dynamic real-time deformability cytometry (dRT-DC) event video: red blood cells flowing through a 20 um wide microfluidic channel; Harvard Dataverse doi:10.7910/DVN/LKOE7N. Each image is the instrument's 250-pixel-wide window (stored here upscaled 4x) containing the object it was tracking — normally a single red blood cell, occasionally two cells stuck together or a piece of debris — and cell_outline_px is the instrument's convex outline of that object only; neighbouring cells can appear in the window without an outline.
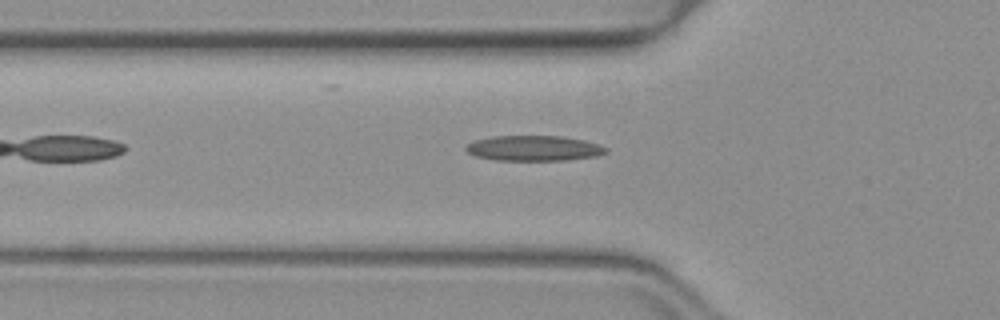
{"species": "common noctule bat (a hibernating species)", "species_latin": "Nyctalus noctula", "temperature_condition": "warm", "stored_images_in_passage": 34, "camera_frame_rate_fps": 3000, "um_per_image_px": 0.085, "animal": {"sex": "female", "body_mass_g": 19.3, "forearm_length_mm": 54.1}, "frame": {"image": 1, "passage_image": 6, "time_ms": 1.667, "image_size_px": [1000, 320], "cell_outline_px": [[608, 152], [596, 156], [564, 160], [496, 160], [476, 156], [468, 152], [464, 148], [468, 144], [476, 140], [492, 136], [560, 136], [584, 140], [608, 148]], "centroid_in_image_um": [45.38, 12.6], "position_along_channel_um": 80.4, "area_um2": 20.46}}
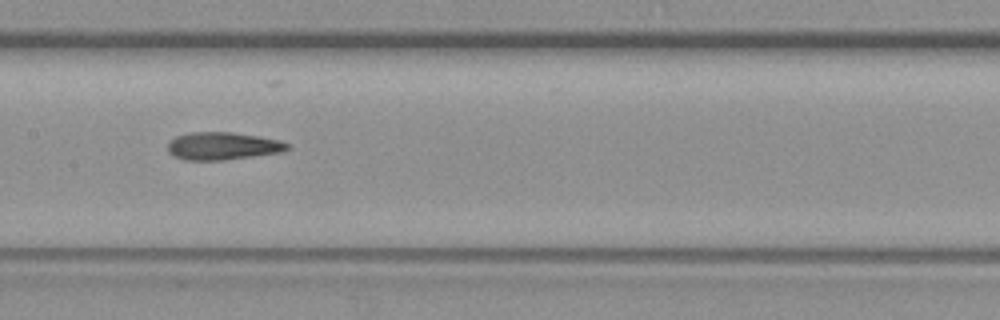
{"frame": {"image": 2, "passage_image": 14, "time_ms": 4.333, "image_size_px": [1000, 320], "cell_outline_px": [[288, 148], [284, 152], [224, 160], [184, 160], [168, 152], [168, 144], [176, 136], [192, 132], [232, 132], [280, 140], [288, 144]], "centroid_in_image_um": [18.94, 12.41], "position_along_channel_um": 188.5, "area_um2": 19.13}}
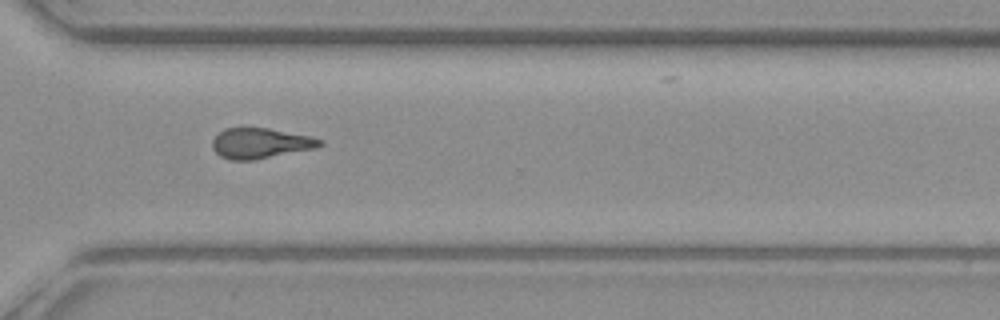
{"frame": {"image": 3, "passage_image": 26, "time_ms": 8.333, "image_size_px": [1000, 320], "cell_outline_px": [[324, 144], [316, 148], [252, 160], [228, 160], [220, 156], [212, 148], [212, 140], [224, 128], [268, 128], [308, 136], [324, 140]], "centroid_in_image_um": [22.12, 12.18], "position_along_channel_um": 348.5, "area_um2": 18.9}, "authors_computed_cell_mechanics": {"area_um2": 19.3919, "velocity_mm_per_s": 4.0076, "shape_relaxation_time_tau1_ms": 10.5148, "shape_relaxation_time_tau2_ms": 3.0386, "deformation_change_tau1": 0.2695, "deformation_change_tau2": 0.1338}}